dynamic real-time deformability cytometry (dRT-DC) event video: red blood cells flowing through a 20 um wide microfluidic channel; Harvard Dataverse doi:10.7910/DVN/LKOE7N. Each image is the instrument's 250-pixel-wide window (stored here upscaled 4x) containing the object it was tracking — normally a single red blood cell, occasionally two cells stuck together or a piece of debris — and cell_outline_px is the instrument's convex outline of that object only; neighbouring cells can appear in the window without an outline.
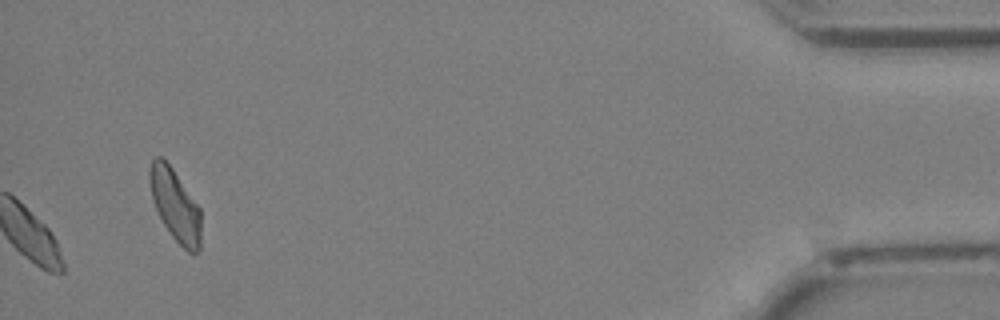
{"species": "Egyptian fruit bat (a non-hibernating species)", "species_latin": "Rousettus aegyptiacus", "temperature_condition": "cold", "stored_images_in_passage": 31, "camera_frame_rate_fps": 3000, "um_per_image_px": 0.085, "animal": {"sex": "female"}, "frame": {"image": 1, "passage_image": 31, "time_ms": 10.0, "image_size_px": [1000, 320], "cell_outline_px": [[200, 248], [192, 256], [172, 236], [164, 224], [152, 200], [148, 176], [148, 172], [152, 160], [156, 156], [160, 156], [172, 168], [200, 208]], "centroid_in_image_um": [14.88, 17.44], "position_along_channel_um": 420.3, "area_um2": 21.27}}